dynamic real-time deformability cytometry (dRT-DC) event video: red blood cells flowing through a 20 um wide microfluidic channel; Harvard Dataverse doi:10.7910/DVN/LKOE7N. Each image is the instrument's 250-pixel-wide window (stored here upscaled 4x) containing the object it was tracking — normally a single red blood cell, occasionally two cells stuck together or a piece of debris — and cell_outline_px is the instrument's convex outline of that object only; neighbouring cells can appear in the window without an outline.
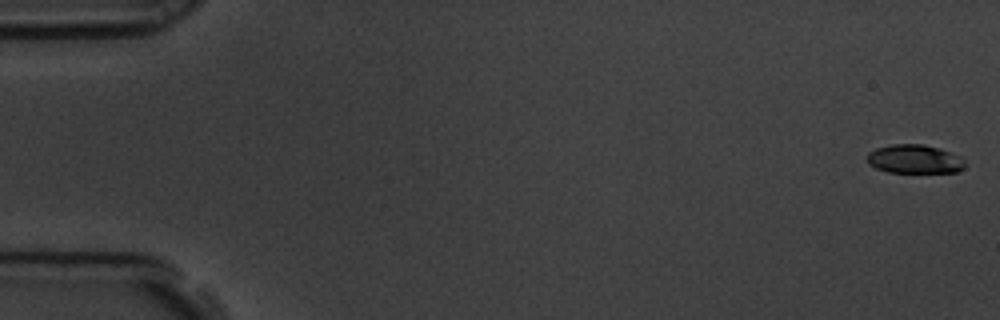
{"species": "common noctule bat (a hibernating species)", "species_latin": "Nyctalus noctula", "temperature_condition": "room temperature", "stored_images_in_passage": 7, "segment_of_instrument_passage": [1, 2], "camera_frame_rate_fps": 3000, "um_per_image_px": 0.085, "animal": {"sex": "male", "body_mass_g": 19.5, "forearm_length_mm": 54.6}, "frame": {"image": 1, "passage_image": 1, "time_ms": 0.0, "image_size_px": [1000, 320], "cell_outline_px": [[964, 168], [956, 172], [888, 172], [876, 168], [868, 164], [868, 152], [876, 148], [892, 144], [924, 144], [940, 148], [960, 156], [964, 160]], "centroid_in_image_um": [77.73, 13.51], "position_along_channel_um": 7.3, "area_um2": 16.42}}
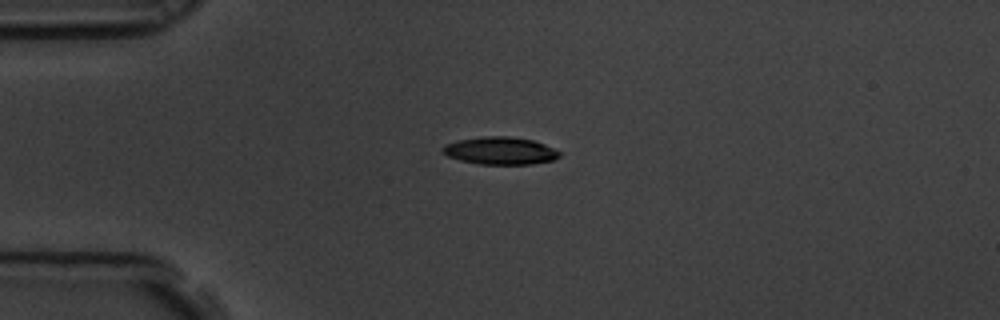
{"frame": {"image": 2, "passage_image": 5, "time_ms": 1.333, "image_size_px": [1000, 320], "cell_outline_px": [[560, 156], [552, 160], [532, 164], [480, 164], [460, 160], [448, 156], [440, 152], [440, 148], [444, 144], [460, 140], [484, 136], [508, 136], [532, 140], [544, 144], [560, 152]], "centroid_in_image_um": [42.47, 12.81], "position_along_channel_um": 42.5, "area_um2": 18.67}}